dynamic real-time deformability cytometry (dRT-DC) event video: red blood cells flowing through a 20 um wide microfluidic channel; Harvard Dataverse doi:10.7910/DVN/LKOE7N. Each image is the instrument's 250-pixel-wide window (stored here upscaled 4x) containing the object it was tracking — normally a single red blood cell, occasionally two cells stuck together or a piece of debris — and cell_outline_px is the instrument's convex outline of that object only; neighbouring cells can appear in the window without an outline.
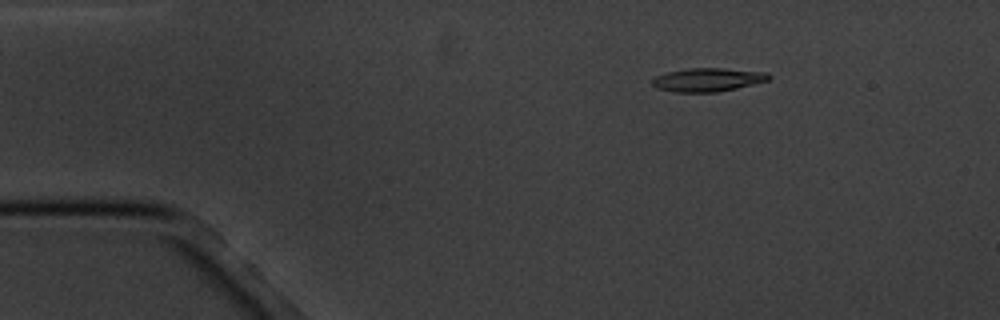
{"species": "common noctule bat (a hibernating species)", "species_latin": "Nyctalus noctula", "temperature_condition": "cold", "stored_images_in_passage": 4, "camera_frame_rate_fps": 3000, "um_per_image_px": 0.085, "animal": {"sex": "male", "body_mass_g": 20.1, "forearm_length_mm": 53.5}, "frame": {"image": 1, "passage_image": 1, "time_ms": 0.0, "image_size_px": [1000, 320], "cell_outline_px": [[772, 76], [768, 80], [736, 88], [716, 92], [676, 92], [656, 88], [652, 84], [652, 80], [656, 76], [668, 72], [688, 68], [720, 68], [768, 72]], "centroid_in_image_um": [60.16, 6.77], "position_along_channel_um": 24.8, "area_um2": 15.84}}
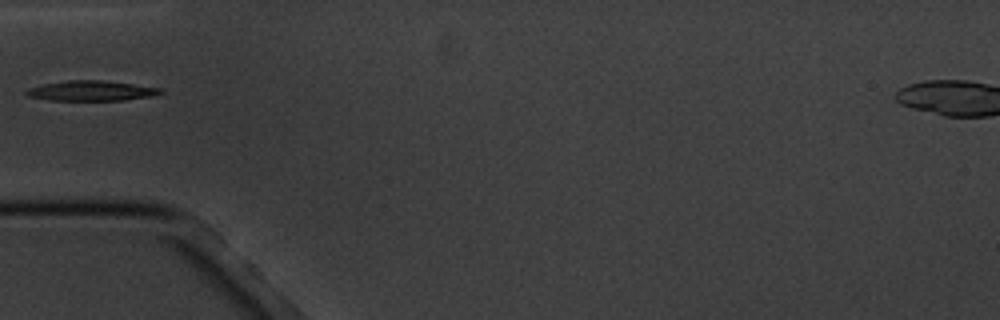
{"frame": {"image": 2, "passage_image": 4, "time_ms": 3.333, "image_size_px": [1000, 320], "cell_outline_px": [[164, 92], [148, 96], [124, 100], [48, 100], [28, 96], [24, 92], [28, 88], [44, 84], [68, 80], [100, 80], [164, 88]], "centroid_in_image_um": [7.74, 7.71], "position_along_channel_um": 77.3, "area_um2": 15.55}}